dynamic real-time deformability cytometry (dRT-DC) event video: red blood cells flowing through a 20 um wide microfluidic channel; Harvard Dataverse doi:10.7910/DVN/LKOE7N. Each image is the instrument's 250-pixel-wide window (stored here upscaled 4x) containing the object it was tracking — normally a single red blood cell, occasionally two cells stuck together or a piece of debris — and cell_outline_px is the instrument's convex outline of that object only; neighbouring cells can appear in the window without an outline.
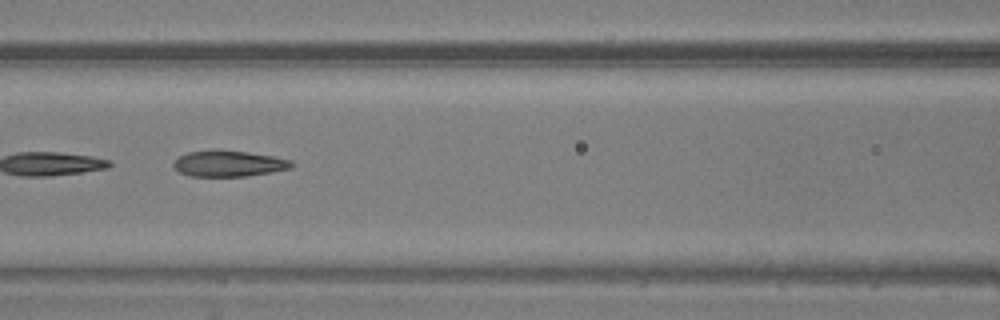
{"species": "common noctule bat (a hibernating species)", "species_latin": "Nyctalus noctula", "temperature_condition": "warm", "stored_images_in_passage": 20, "camera_frame_rate_fps": 3000, "um_per_image_px": 0.085, "animal": {"sex": "male", "body_mass_g": 20.5, "forearm_length_mm": 52.5}, "frame": {"image": 1, "passage_image": 6, "time_ms": 1.667, "image_size_px": [1000, 320], "cell_outline_px": [[296, 164], [292, 168], [248, 176], [192, 176], [180, 172], [172, 168], [172, 164], [180, 156], [188, 152], [248, 152], [276, 156], [292, 160]], "centroid_in_image_um": [19.52, 13.93], "position_along_channel_um": 147.1, "area_um2": 17.46}}